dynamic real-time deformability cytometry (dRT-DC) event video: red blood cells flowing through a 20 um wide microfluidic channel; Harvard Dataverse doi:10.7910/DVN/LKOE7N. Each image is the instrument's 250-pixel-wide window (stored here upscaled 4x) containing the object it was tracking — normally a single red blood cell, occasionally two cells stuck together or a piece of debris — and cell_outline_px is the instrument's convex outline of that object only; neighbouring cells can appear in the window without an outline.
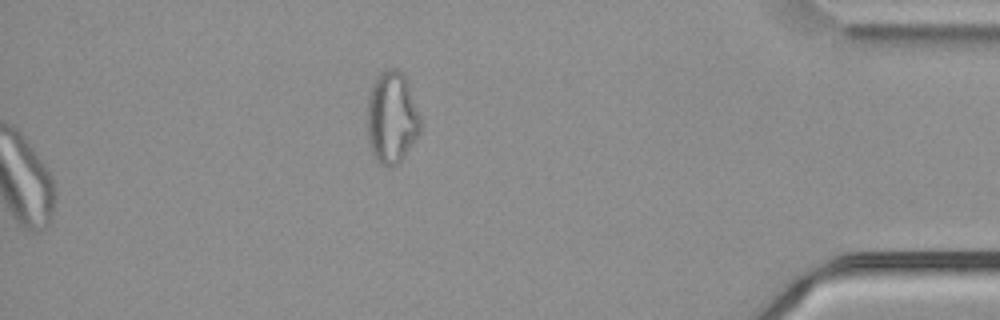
{"species": "common noctule bat (a hibernating species)", "species_latin": "Nyctalus noctula", "temperature_condition": "cold", "stored_images_in_passage": 50, "camera_frame_rate_fps": 3000, "um_per_image_px": 0.085, "animal": {"sex": "male", "body_mass_g": 21.5, "forearm_length_mm": 52.0}, "frame": {"image": 1, "passage_image": 50, "time_ms": 16.333, "image_size_px": [1000, 320], "cell_outline_px": [[420, 132], [416, 140], [400, 164], [392, 168], [388, 168], [380, 164], [372, 156], [368, 140], [368, 96], [372, 84], [380, 72], [388, 68], [396, 68], [404, 72], [420, 116]], "centroid_in_image_um": [33.31, 10.04], "position_along_channel_um": 401.9, "area_um2": 29.07}}